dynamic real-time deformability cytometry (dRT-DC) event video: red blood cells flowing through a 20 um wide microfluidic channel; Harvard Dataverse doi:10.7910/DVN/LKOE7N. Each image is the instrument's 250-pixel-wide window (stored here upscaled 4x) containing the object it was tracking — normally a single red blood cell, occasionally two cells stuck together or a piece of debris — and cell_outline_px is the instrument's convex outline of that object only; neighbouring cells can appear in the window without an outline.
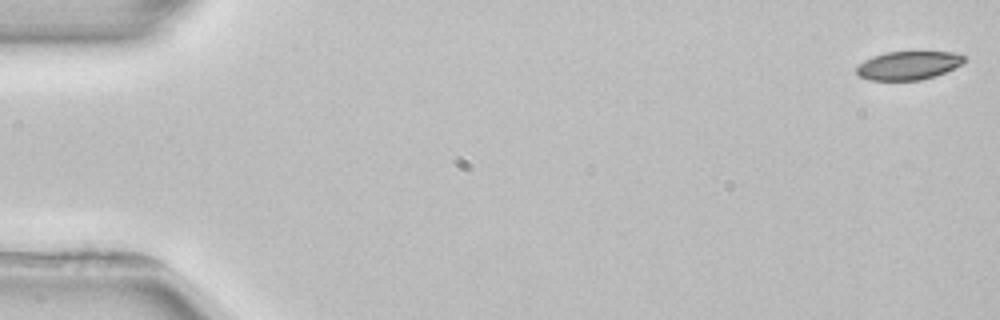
{"species": "common noctule bat (a hibernating species)", "species_latin": "Nyctalus noctula", "temperature_condition": "room temperature", "stored_images_in_passage": 5, "camera_frame_rate_fps": 3000, "um_per_image_px": 0.085, "animal": {"sex": "female", "body_mass_g": 22.7, "forearm_length_mm": 54.2}, "frame": {"image": 1, "passage_image": 1, "time_ms": 0.0, "image_size_px": [1000, 320], "cell_outline_px": [[968, 60], [936, 76], [920, 80], [868, 80], [860, 76], [856, 72], [856, 68], [864, 60], [872, 56], [888, 52], [952, 52], [964, 56]], "centroid_in_image_um": [77.19, 5.56], "position_along_channel_um": 7.8, "area_um2": 17.74}}